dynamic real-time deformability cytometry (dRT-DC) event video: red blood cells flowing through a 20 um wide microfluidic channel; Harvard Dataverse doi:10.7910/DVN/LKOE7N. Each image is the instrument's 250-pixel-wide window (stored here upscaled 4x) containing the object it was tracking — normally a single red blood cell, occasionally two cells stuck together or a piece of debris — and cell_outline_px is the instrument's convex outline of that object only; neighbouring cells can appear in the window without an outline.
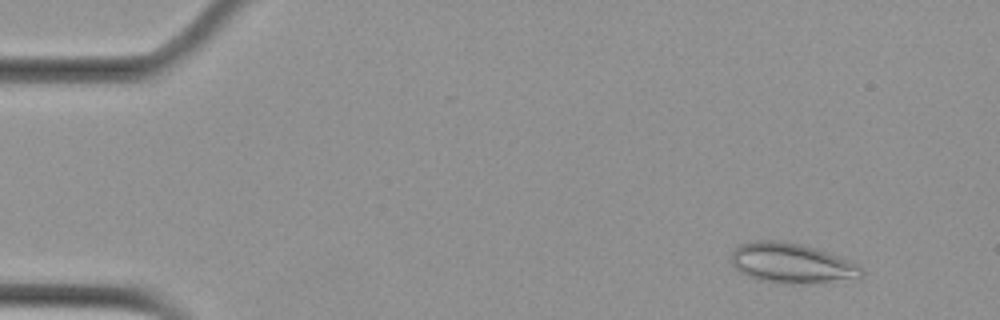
{"species": "Egyptian fruit bat (a non-hibernating species)", "species_latin": "Rousettus aegyptiacus", "temperature_condition": "cold", "stored_images_in_passage": 57, "camera_frame_rate_fps": 3000, "um_per_image_px": 0.085, "animal": {"sex": "female"}, "frame": {"image": 1, "passage_image": 6, "time_ms": 1.667, "image_size_px": [1000, 320], "cell_outline_px": [[864, 276], [800, 284], [788, 284], [760, 280], [748, 276], [740, 272], [732, 264], [732, 252], [740, 244], [752, 240], [772, 240], [800, 244], [848, 260], [856, 264], [864, 272]], "centroid_in_image_um": [67.21, 22.37], "position_along_channel_um": 17.8, "area_um2": 29.59}}
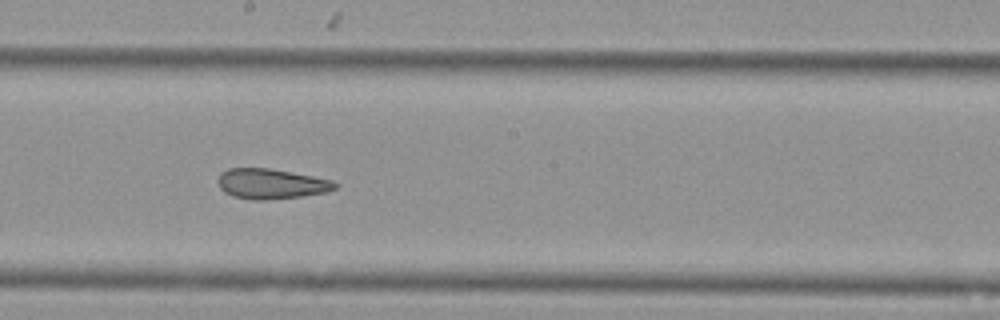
{"frame": {"image": 2, "passage_image": 32, "time_ms": 10.333, "image_size_px": [1000, 320], "cell_outline_px": [[340, 184], [336, 188], [324, 192], [300, 196], [264, 200], [252, 200], [232, 196], [224, 192], [220, 188], [220, 172], [228, 168], [268, 168], [312, 176], [332, 180]], "centroid_in_image_um": [23.04, 15.62], "position_along_channel_um": 225.2, "area_um2": 20.35}}
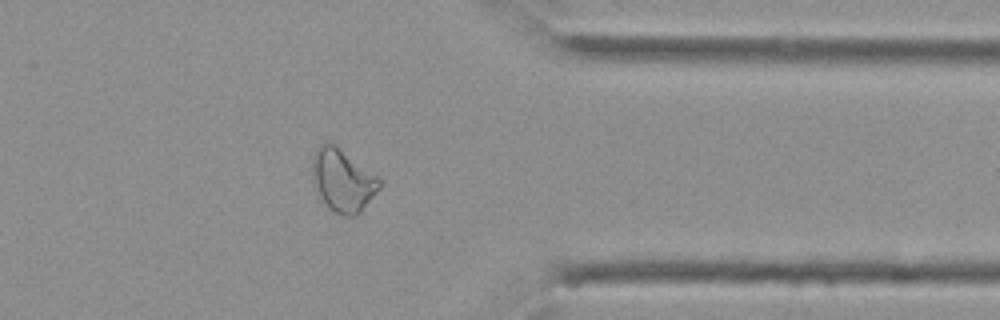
{"frame": {"image": 3, "passage_image": 46, "time_ms": 15.0, "image_size_px": [1000, 320], "cell_outline_px": [[380, 188], [360, 212], [356, 216], [344, 216], [332, 212], [328, 208], [316, 192], [312, 176], [312, 156], [316, 148], [324, 140], [332, 140], [380, 176]], "centroid_in_image_um": [29.12, 15.26], "position_along_channel_um": 382.3, "area_um2": 25.49}, "authors_computed_cell_mechanics": {"area_um2": 25.4898, "velocity_mm_per_s": 3.5776, "shape_relaxation_time_tau1_ms": null, "shape_relaxation_time_tau2_ms": 2.3085, "deformation_change_tau1": null, "deformation_change_tau2": 0.0865}}